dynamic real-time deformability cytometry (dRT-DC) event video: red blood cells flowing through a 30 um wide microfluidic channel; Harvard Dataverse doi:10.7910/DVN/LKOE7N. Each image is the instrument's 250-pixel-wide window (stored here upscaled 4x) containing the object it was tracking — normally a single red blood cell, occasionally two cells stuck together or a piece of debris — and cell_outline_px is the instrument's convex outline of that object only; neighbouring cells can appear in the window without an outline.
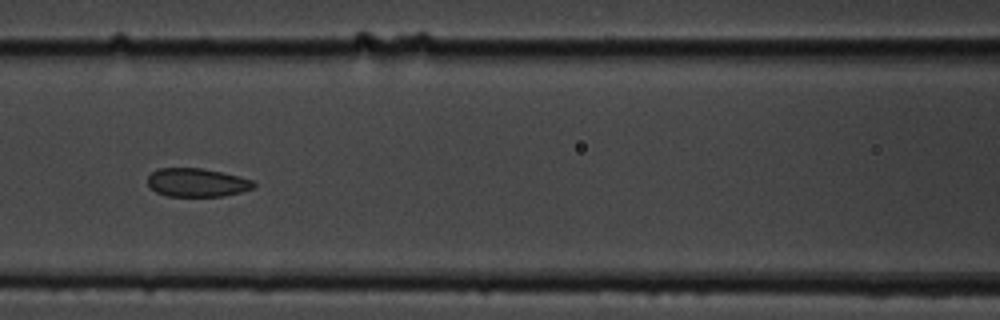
{"species": "common noctule bat (a hibernating species)", "species_latin": "Nyctalus noctula", "temperature_condition": "cold", "stored_images_in_passage": 16, "camera_frame_rate_fps": 3000, "um_per_image_px": 0.085, "animal": {"sex": "male", "body_mass_g": 19.5, "forearm_length_mm": 54.6}, "frame": {"image": 1, "passage_image": 7, "time_ms": 8.0, "image_size_px": [1000, 320], "cell_outline_px": [[256, 188], [224, 196], [168, 196], [156, 192], [148, 184], [148, 176], [156, 168], [200, 168], [240, 176], [252, 180], [256, 184]], "centroid_in_image_um": [16.76, 15.51], "position_along_channel_um": 149.8, "area_um2": 17.63}}
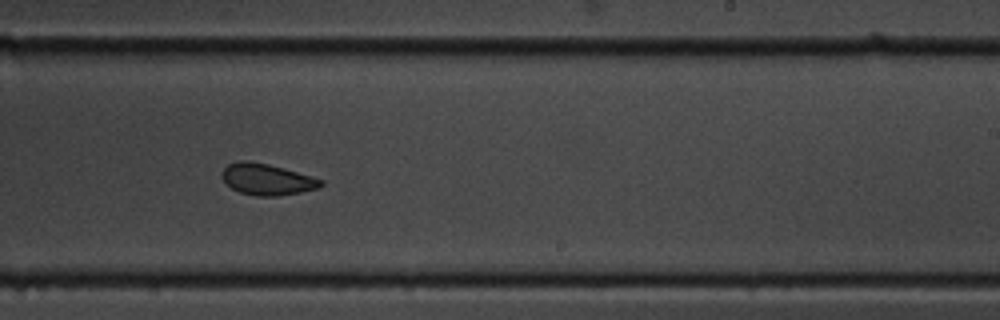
{"frame": {"image": 2, "passage_image": 10, "time_ms": 11.333, "image_size_px": [1000, 320], "cell_outline_px": [[324, 184], [320, 188], [300, 192], [276, 196], [256, 196], [240, 192], [232, 188], [220, 176], [224, 168], [228, 164], [240, 160], [248, 160], [268, 164], [284, 168], [324, 180]], "centroid_in_image_um": [22.7, 15.24], "position_along_channel_um": 266.3, "area_um2": 18.03}, "authors_computed_cell_mechanics": {"area_um2": 19.4208, "velocity_mm_per_s": 3.5067, "shape_relaxation_time_tau1_ms": null, "shape_relaxation_time_tau2_ms": 2.8903, "deformation_change_tau1": null, "deformation_change_tau2": 0.0376}}